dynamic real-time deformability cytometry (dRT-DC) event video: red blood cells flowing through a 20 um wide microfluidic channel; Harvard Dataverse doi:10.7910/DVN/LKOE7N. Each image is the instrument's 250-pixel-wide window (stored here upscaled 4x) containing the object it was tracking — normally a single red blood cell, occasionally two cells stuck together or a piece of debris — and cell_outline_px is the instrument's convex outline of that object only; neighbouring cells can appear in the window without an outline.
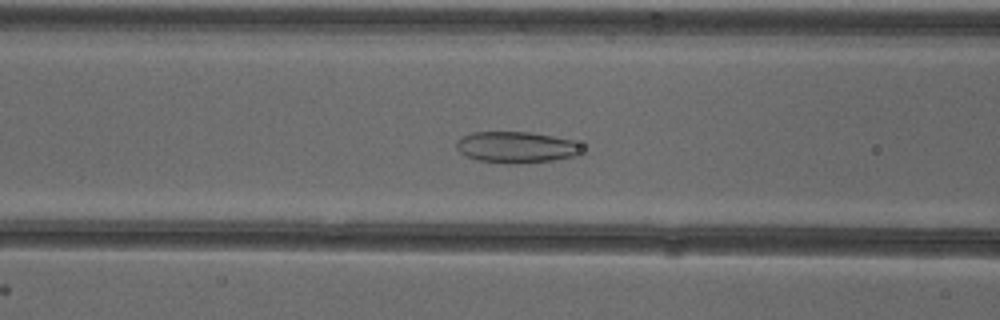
{"species": "common noctule bat (a hibernating species)", "species_latin": "Nyctalus noctula", "temperature_condition": "cold", "stored_images_in_passage": 53, "camera_frame_rate_fps": 3000, "um_per_image_px": 0.085, "animal": {"sex": "female"}, "frame": {"image": 1, "passage_image": 22, "time_ms": 7.0, "image_size_px": [1000, 320], "cell_outline_px": [[580, 156], [552, 160], [480, 160], [468, 156], [460, 152], [456, 148], [456, 140], [472, 132], [532, 132], [572, 140], [580, 144]], "centroid_in_image_um": [43.91, 12.45], "position_along_channel_um": 122.7, "area_um2": 21.68}}
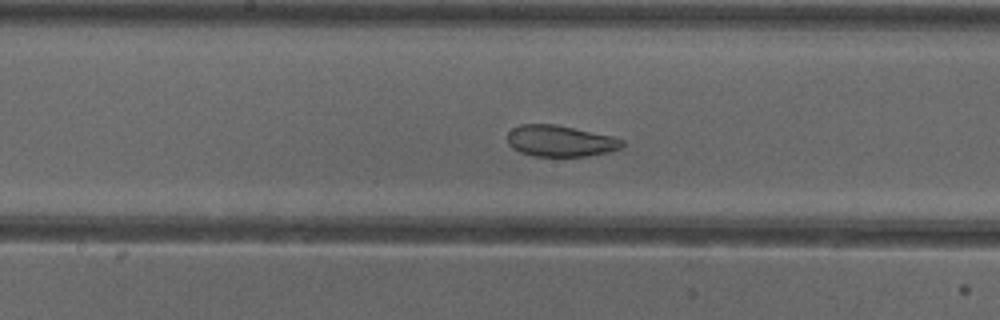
{"frame": {"image": 2, "passage_image": 28, "time_ms": 9.0, "image_size_px": [1000, 320], "cell_outline_px": [[624, 144], [620, 148], [608, 152], [588, 156], [532, 156], [520, 152], [512, 148], [508, 144], [508, 132], [512, 128], [520, 124], [556, 124], [612, 136], [624, 140]], "centroid_in_image_um": [47.6, 11.98], "position_along_channel_um": 200.6, "area_um2": 20.98}}
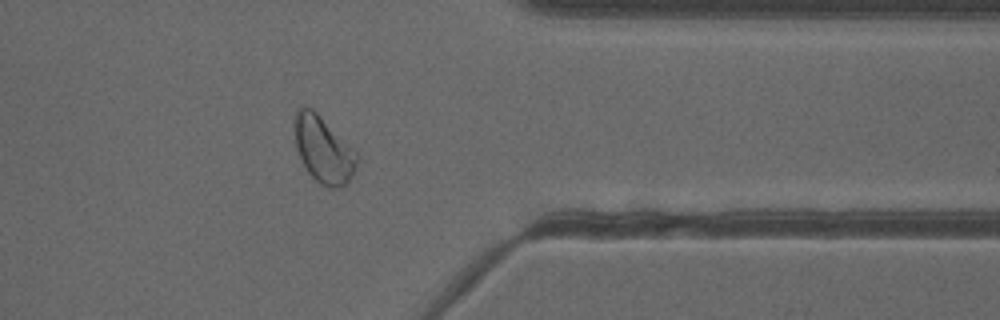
{"frame": {"image": 3, "passage_image": 43, "time_ms": 14.0, "image_size_px": [1000, 320], "cell_outline_px": [[360, 156], [352, 176], [340, 188], [328, 188], [320, 184], [308, 172], [296, 148], [292, 120], [296, 108], [312, 108]], "centroid_in_image_um": [27.45, 12.71], "position_along_channel_um": 383.9, "area_um2": 24.04}, "authors_computed_cell_mechanics": {"area_um2": 26.9348, "velocity_mm_per_s": 3.8853, "shape_relaxation_time_tau1_ms": null, "shape_relaxation_time_tau2_ms": 2.1752, "deformation_change_tau1": null, "deformation_change_tau2": 0.085}}